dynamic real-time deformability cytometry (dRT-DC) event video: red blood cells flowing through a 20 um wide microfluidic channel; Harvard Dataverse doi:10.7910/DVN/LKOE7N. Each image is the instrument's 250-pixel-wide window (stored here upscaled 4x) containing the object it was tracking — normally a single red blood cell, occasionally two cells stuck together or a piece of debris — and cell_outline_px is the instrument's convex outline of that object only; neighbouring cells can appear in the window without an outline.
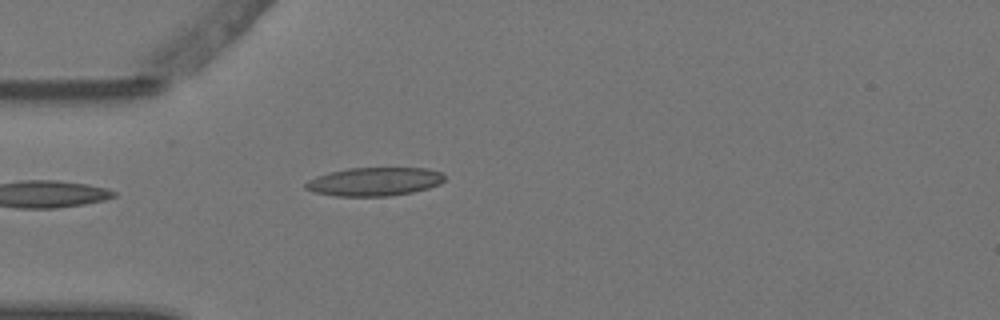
{"species": "Egyptian fruit bat (a non-hibernating species)", "species_latin": "Rousettus aegyptiacus", "temperature_condition": "warm", "stored_images_in_passage": 4, "camera_frame_rate_fps": 3000, "um_per_image_px": 0.085, "animal": {"sex": "female"}, "frame": {"image": 1, "passage_image": 4, "time_ms": 1.0, "image_size_px": [1000, 320], "cell_outline_px": [[444, 180], [440, 184], [428, 188], [412, 192], [388, 196], [336, 196], [312, 192], [304, 188], [304, 184], [308, 180], [316, 176], [348, 168], [428, 168], [444, 172]], "centroid_in_image_um": [31.83, 15.44], "position_along_channel_um": 53.2, "area_um2": 23.18}}